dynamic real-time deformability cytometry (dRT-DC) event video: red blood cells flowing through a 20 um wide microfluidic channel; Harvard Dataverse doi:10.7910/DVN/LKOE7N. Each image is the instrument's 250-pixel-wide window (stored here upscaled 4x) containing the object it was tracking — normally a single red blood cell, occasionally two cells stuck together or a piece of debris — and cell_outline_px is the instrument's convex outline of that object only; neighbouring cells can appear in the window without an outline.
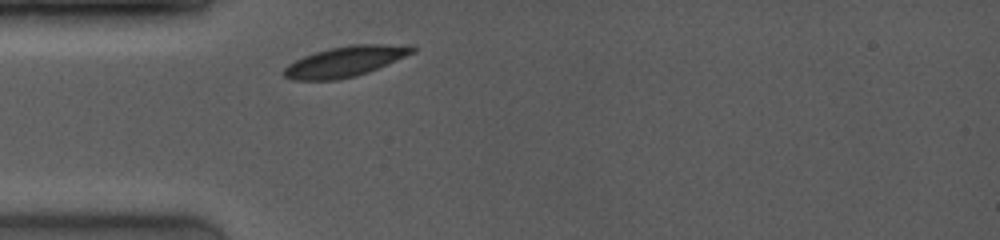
{"species": "common noctule bat (a hibernating species)", "species_latin": "Nyctalus noctula", "temperature_condition": "room temperature", "stored_images_in_passage": 3, "camera_frame_rate_fps": 4000, "um_per_image_px": 0.085, "animal": {"sex": "female", "body_mass_g": 19.0, "forearm_length_mm": 53.3}, "frame": {"image": 1, "passage_image": 1, "time_ms": 0.0, "image_size_px": [1000, 240], "cell_outline_px": [[416, 52], [368, 72], [356, 76], [336, 80], [292, 80], [284, 76], [284, 68], [288, 64], [304, 56], [328, 48], [352, 44], [412, 44], [416, 48]], "centroid_in_image_um": [29.39, 5.21], "position_along_channel_um": 55.6, "area_um2": 22.89}}
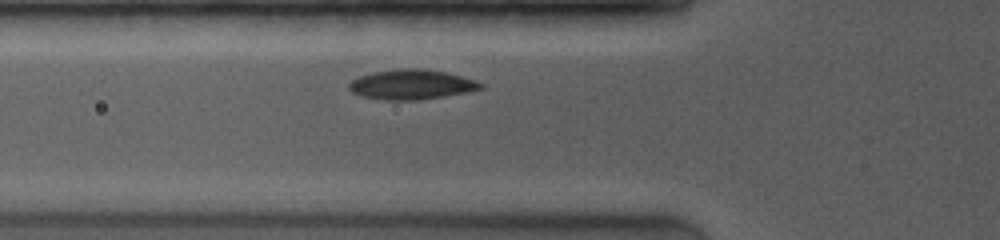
{"frame": {"image": 2, "passage_image": 3, "time_ms": 1.0, "image_size_px": [1000, 240], "cell_outline_px": [[484, 88], [468, 92], [444, 96], [416, 100], [384, 100], [364, 96], [352, 92], [348, 88], [348, 84], [352, 80], [360, 76], [372, 72], [404, 68], [416, 68], [448, 72], [484, 84]], "centroid_in_image_um": [34.97, 7.18], "position_along_channel_um": 90.8, "area_um2": 22.72}}